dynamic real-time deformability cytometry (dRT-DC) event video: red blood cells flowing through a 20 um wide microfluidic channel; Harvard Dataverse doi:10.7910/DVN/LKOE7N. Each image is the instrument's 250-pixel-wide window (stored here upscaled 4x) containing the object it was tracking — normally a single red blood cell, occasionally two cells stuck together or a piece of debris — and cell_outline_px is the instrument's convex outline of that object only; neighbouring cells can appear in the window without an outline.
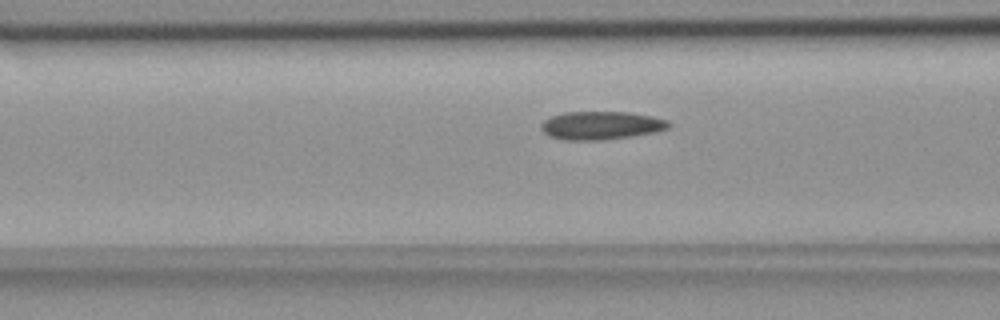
{"species": "common noctule bat (a hibernating species)", "species_latin": "Nyctalus noctula", "temperature_condition": "room temperature", "stored_images_in_passage": 52, "camera_frame_rate_fps": 3000, "um_per_image_px": 0.085, "animal": {"sex": "female", "body_mass_g": 18.4}, "frame": {"image": 1, "passage_image": 18, "time_ms": 5.667, "image_size_px": [1000, 320], "cell_outline_px": [[672, 124], [668, 128], [656, 132], [632, 136], [604, 140], [564, 140], [548, 136], [540, 128], [540, 124], [544, 120], [552, 116], [564, 112], [628, 112], [652, 116], [668, 120]], "centroid_in_image_um": [51.09, 10.66], "position_along_channel_um": 115.5, "area_um2": 21.15}}
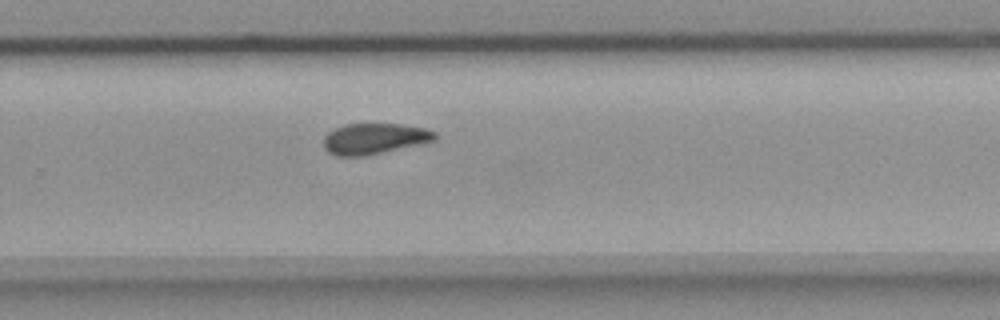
{"frame": {"image": 2, "passage_image": 33, "time_ms": 10.667, "image_size_px": [1000, 320], "cell_outline_px": [[436, 140], [364, 156], [336, 156], [328, 152], [324, 148], [324, 136], [328, 132], [344, 124], [400, 124], [424, 128], [436, 132]], "centroid_in_image_um": [31.79, 11.78], "position_along_channel_um": 298.0, "area_um2": 19.83}}
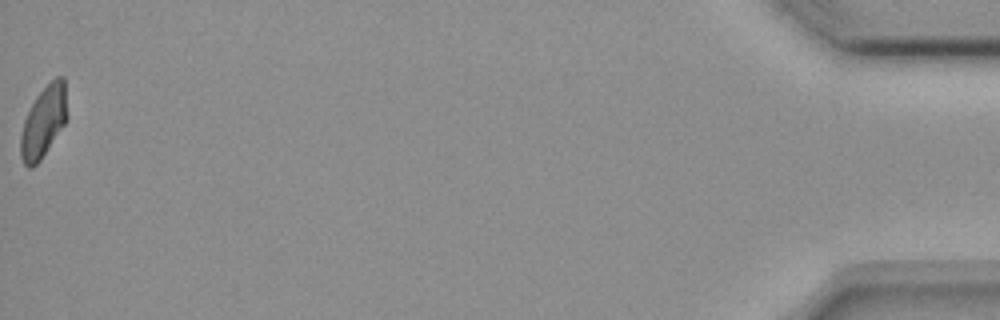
{"frame": {"image": 3, "passage_image": 52, "time_ms": 17.0, "image_size_px": [1000, 320], "cell_outline_px": [[68, 116], [64, 124], [40, 160], [36, 164], [28, 168], [24, 164], [20, 156], [20, 136], [24, 120], [36, 96], [56, 76], [64, 76]], "centroid_in_image_um": [3.71, 10.33], "position_along_channel_um": 431.5, "area_um2": 19.13}, "authors_computed_cell_mechanics": {"area_um2": 20.4612, "velocity_mm_per_s": 3.6622, "shape_relaxation_time_tau1_ms": 7.8377, "shape_relaxation_time_tau2_ms": 4.2674, "deformation_change_tau1": 0.1697, "deformation_change_tau2": 0.08}}